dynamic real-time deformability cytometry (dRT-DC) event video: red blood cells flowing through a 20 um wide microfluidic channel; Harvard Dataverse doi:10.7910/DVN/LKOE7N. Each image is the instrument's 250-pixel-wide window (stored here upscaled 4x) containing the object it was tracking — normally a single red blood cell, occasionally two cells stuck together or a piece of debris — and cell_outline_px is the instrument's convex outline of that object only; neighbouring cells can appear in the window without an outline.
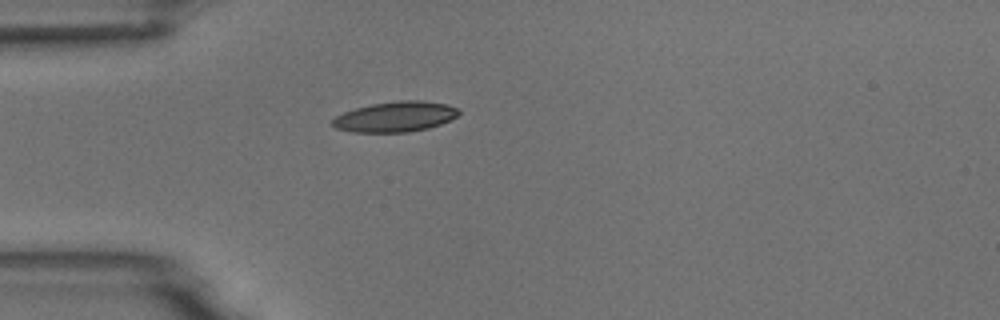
{"species": "common noctule bat (a hibernating species)", "species_latin": "Nyctalus noctula", "temperature_condition": "room temperature", "stored_images_in_passage": 1, "camera_frame_rate_fps": 3000, "um_per_image_px": 0.085, "animal": {"sex": "male", "body_mass_g": 18.8}, "frame": {"image": 1, "passage_image": 1, "time_ms": 0.0, "image_size_px": [1000, 320], "cell_outline_px": [[460, 112], [452, 120], [428, 128], [408, 132], [352, 132], [336, 128], [332, 124], [332, 120], [336, 116], [344, 112], [356, 108], [372, 104], [400, 100], [420, 100], [448, 104], [460, 108]], "centroid_in_image_um": [33.64, 9.92], "position_along_channel_um": 51.4, "area_um2": 22.37}}